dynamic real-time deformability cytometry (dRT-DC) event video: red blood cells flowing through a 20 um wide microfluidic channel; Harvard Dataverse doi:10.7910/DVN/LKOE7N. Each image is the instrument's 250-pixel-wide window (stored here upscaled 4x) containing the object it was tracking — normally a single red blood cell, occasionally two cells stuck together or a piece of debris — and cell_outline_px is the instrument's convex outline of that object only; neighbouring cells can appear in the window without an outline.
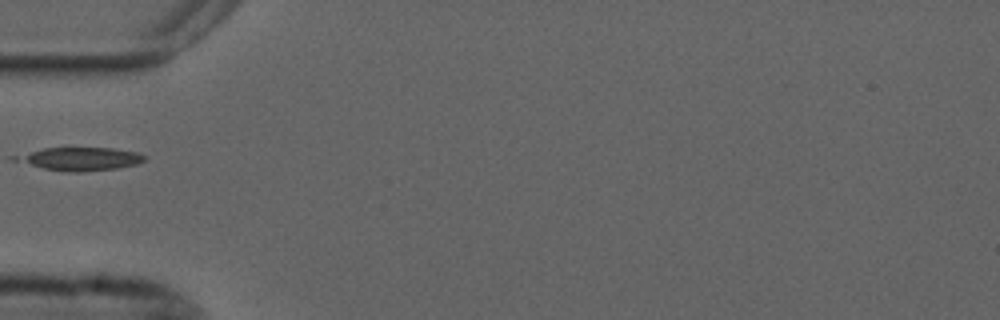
{"species": "common noctule bat (a hibernating species)", "species_latin": "Nyctalus noctula", "temperature_condition": "cold", "stored_images_in_passage": 38, "camera_frame_rate_fps": 3000, "um_per_image_px": 0.085, "animal": {"sex": "male", "forearm_length_mm": 52.5}, "frame": {"image": 1, "passage_image": 1, "time_ms": 0.0, "image_size_px": [1000, 320], "cell_outline_px": [[144, 160], [136, 164], [116, 168], [80, 172], [68, 172], [44, 168], [32, 164], [24, 160], [24, 156], [32, 152], [44, 148], [112, 148], [140, 152], [144, 156]], "centroid_in_image_um": [7.07, 13.5], "position_along_channel_um": 77.9, "area_um2": 16.3}}
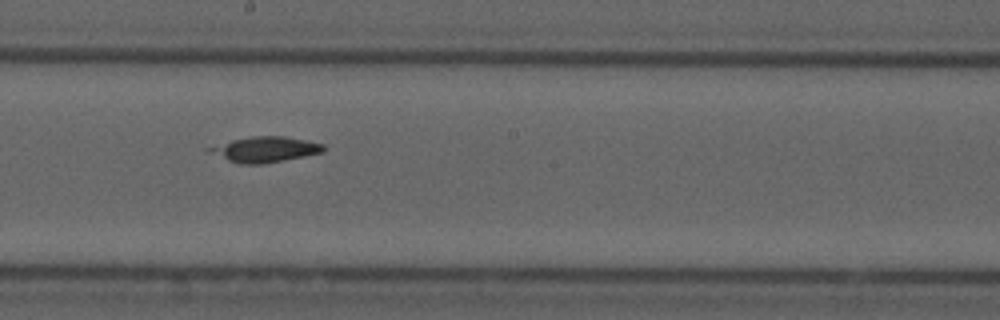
{"frame": {"image": 2, "passage_image": 13, "time_ms": 4.0, "image_size_px": [1000, 320], "cell_outline_px": [[328, 148], [324, 152], [264, 164], [240, 164], [228, 160], [204, 148], [232, 140], [252, 136], [284, 136], [324, 144]], "centroid_in_image_um": [22.58, 12.7], "position_along_channel_um": 225.6, "area_um2": 16.82}}
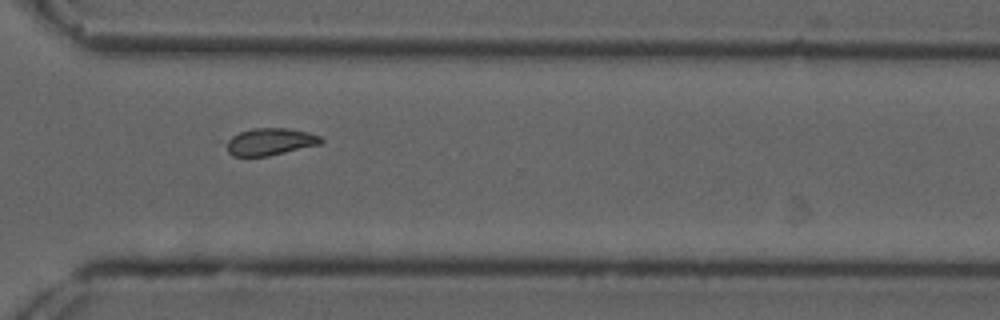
{"frame": {"image": 3, "passage_image": 23, "time_ms": 7.333, "image_size_px": [1000, 320], "cell_outline_px": [[324, 140], [320, 144], [268, 156], [232, 156], [228, 152], [220, 140], [240, 132], [252, 128], [288, 128], [308, 132], [320, 136]], "centroid_in_image_um": [22.85, 12.04], "position_along_channel_um": 347.7, "area_um2": 15.32}}